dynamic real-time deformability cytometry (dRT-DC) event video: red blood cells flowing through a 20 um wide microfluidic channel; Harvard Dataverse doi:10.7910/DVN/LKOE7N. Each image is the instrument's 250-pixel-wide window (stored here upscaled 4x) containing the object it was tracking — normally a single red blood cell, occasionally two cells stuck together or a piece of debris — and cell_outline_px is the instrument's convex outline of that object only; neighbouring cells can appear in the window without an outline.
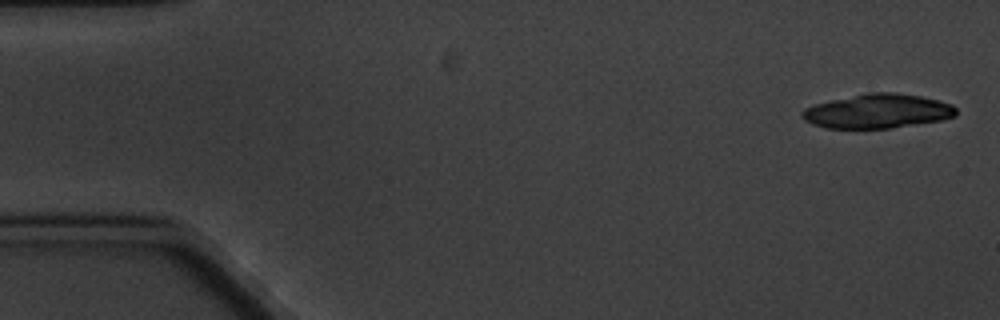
{"species": "common noctule bat (a hibernating species)", "species_latin": "Nyctalus noctula", "temperature_condition": "cold", "stored_images_in_passage": 5, "camera_frame_rate_fps": 3000, "um_per_image_px": 0.085, "animal": {"sex": "male", "body_mass_g": 20.1, "forearm_length_mm": 53.5}, "frame": {"image": 1, "passage_image": 1, "time_ms": 0.0, "image_size_px": [1000, 320], "cell_outline_px": [[956, 116], [940, 120], [892, 128], [824, 128], [812, 124], [804, 120], [800, 116], [800, 112], [804, 108], [816, 104], [832, 100], [868, 92], [896, 92], [920, 96], [952, 104], [956, 108]], "centroid_in_image_um": [74.57, 9.45], "position_along_channel_um": 10.4, "area_um2": 30.69}}